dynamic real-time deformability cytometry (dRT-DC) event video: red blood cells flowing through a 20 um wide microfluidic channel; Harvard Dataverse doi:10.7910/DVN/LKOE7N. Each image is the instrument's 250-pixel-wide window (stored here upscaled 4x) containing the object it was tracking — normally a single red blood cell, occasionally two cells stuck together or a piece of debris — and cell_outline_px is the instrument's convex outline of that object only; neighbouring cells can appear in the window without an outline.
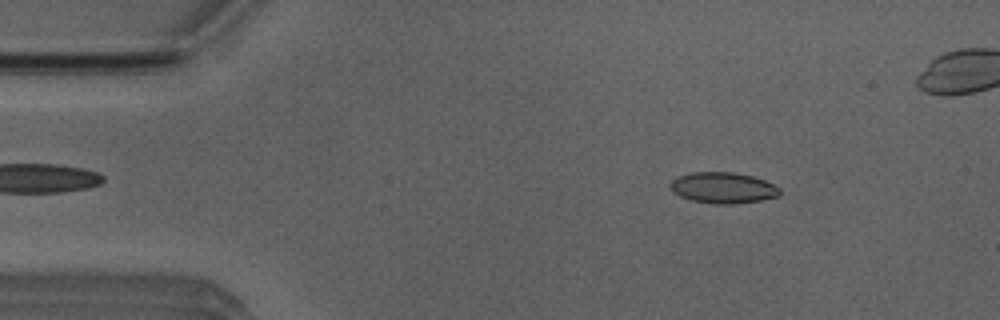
{"species": "Egyptian fruit bat (a non-hibernating species)", "species_latin": "Rousettus aegyptiacus", "temperature_condition": "room temperature", "stored_images_in_passage": 52, "camera_frame_rate_fps": 3000, "um_per_image_px": 0.085, "animal": {"sex": "male"}, "frame": {"image": 1, "passage_image": 7, "time_ms": 2.0, "image_size_px": [1000, 320], "cell_outline_px": [[780, 196], [760, 200], [732, 204], [716, 204], [692, 200], [680, 196], [672, 192], [668, 184], [672, 180], [680, 176], [692, 172], [732, 172], [752, 176], [764, 180], [780, 188]], "centroid_in_image_um": [61.44, 15.96], "position_along_channel_um": 23.6, "area_um2": 19.71}}
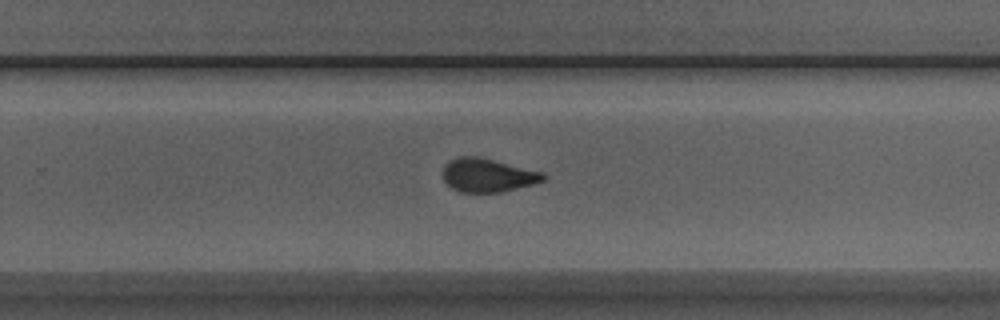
{"frame": {"image": 2, "passage_image": 32, "time_ms": 10.333, "image_size_px": [1000, 320], "cell_outline_px": [[548, 176], [544, 180], [532, 184], [500, 192], [460, 192], [452, 188], [444, 180], [444, 168], [452, 160], [460, 156], [476, 156], [544, 172]], "centroid_in_image_um": [41.49, 14.9], "position_along_channel_um": 288.3, "area_um2": 19.25}}
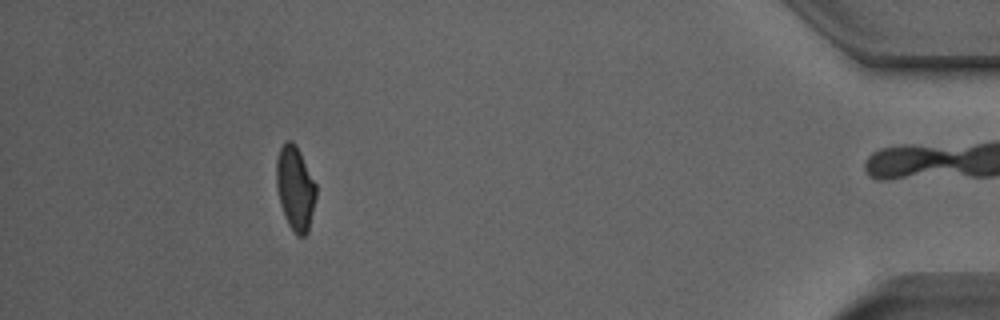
{"frame": {"image": 3, "passage_image": 46, "time_ms": 15.0, "image_size_px": [1000, 320], "cell_outline_px": [[316, 196], [308, 232], [304, 236], [296, 236], [292, 232], [284, 216], [280, 204], [276, 188], [276, 160], [280, 148], [288, 140], [292, 140], [296, 144], [316, 184]], "centroid_in_image_um": [25.08, 16.02], "position_along_channel_um": 410.1, "area_um2": 19.59}, "authors_computed_cell_mechanics": {"area_um2": 19.941, "velocity_mm_per_s": 3.9793, "shape_relaxation_time_tau1_ms": 4.9373, "shape_relaxation_time_tau2_ms": 1.3162, "deformation_change_tau1": 0.1449, "deformation_change_tau2": 0.055}}